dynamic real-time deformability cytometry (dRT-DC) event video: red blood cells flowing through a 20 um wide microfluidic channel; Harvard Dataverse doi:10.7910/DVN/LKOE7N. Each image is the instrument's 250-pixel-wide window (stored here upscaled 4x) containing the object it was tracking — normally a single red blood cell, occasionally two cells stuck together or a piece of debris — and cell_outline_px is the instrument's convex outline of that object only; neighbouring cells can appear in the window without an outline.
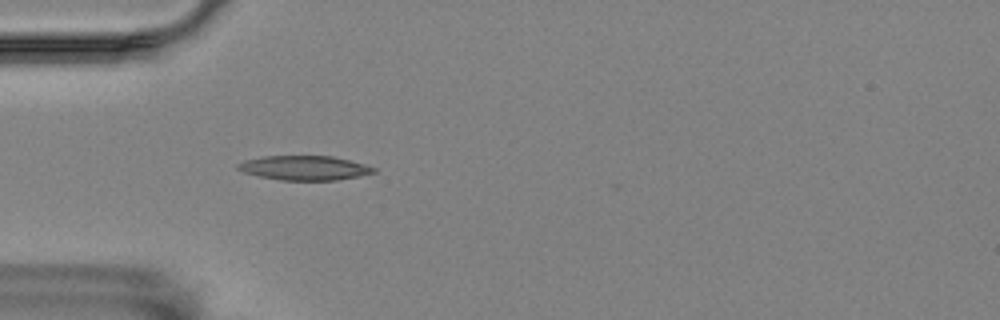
{"species": "Egyptian fruit bat (a non-hibernating species)", "species_latin": "Rousettus aegyptiacus", "temperature_condition": "room temperature", "stored_images_in_passage": 50, "camera_frame_rate_fps": 3000, "um_per_image_px": 0.085, "animal": {"sex": "female"}, "frame": {"image": 1, "passage_image": 10, "time_ms": 3.0, "image_size_px": [1000, 320], "cell_outline_px": [[376, 172], [360, 176], [336, 180], [280, 180], [260, 176], [244, 172], [236, 168], [236, 164], [244, 160], [264, 156], [332, 156], [364, 164], [376, 168]], "centroid_in_image_um": [25.87, 14.27], "position_along_channel_um": 59.1, "area_um2": 19.25}}
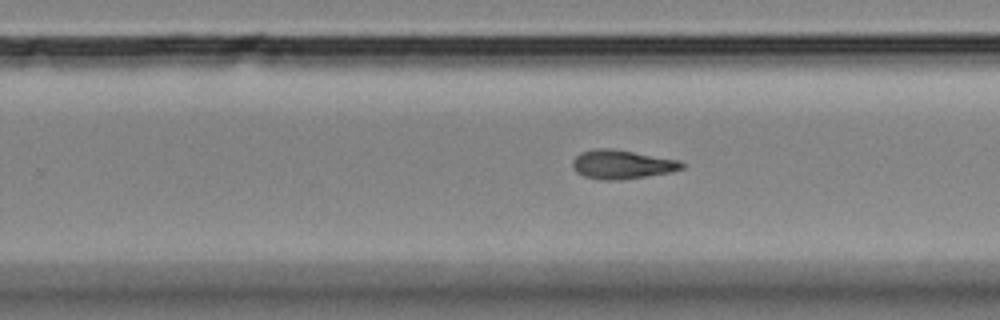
{"frame": {"image": 2, "passage_image": 29, "time_ms": 9.333, "image_size_px": [1000, 320], "cell_outline_px": [[684, 168], [672, 172], [648, 176], [620, 180], [604, 180], [584, 176], [576, 172], [572, 168], [572, 160], [580, 152], [596, 148], [612, 148], [680, 160], [684, 164]], "centroid_in_image_um": [52.86, 13.97], "position_along_channel_um": 276.9, "area_um2": 18.61}}
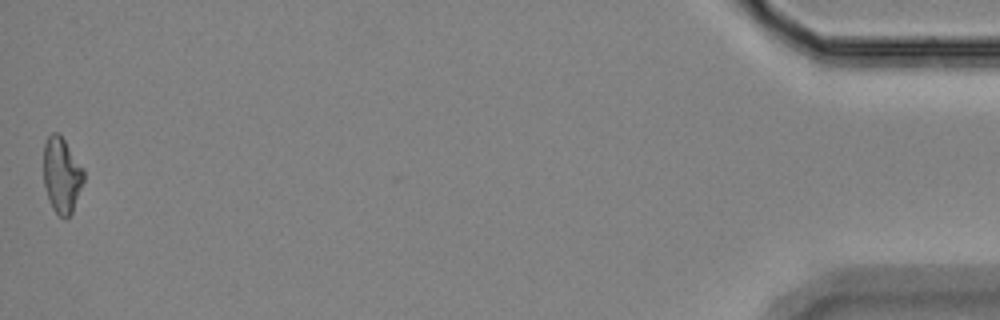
{"frame": {"image": 3, "passage_image": 50, "time_ms": 16.333, "image_size_px": [1000, 320], "cell_outline_px": [[84, 180], [72, 212], [64, 220], [52, 208], [48, 200], [44, 184], [44, 144], [48, 136], [52, 132], [56, 132], [64, 140], [84, 168]], "centroid_in_image_um": [5.24, 14.9], "position_along_channel_um": 430.0, "area_um2": 17.63}, "authors_computed_cell_mechanics": {"area_um2": 18.1203, "velocity_mm_per_s": 3.4757, "shape_relaxation_time_tau1_ms": 5.6217, "shape_relaxation_time_tau2_ms": 6.5977, "deformation_change_tau1": 0.1467, "deformation_change_tau2": 0.1602}}